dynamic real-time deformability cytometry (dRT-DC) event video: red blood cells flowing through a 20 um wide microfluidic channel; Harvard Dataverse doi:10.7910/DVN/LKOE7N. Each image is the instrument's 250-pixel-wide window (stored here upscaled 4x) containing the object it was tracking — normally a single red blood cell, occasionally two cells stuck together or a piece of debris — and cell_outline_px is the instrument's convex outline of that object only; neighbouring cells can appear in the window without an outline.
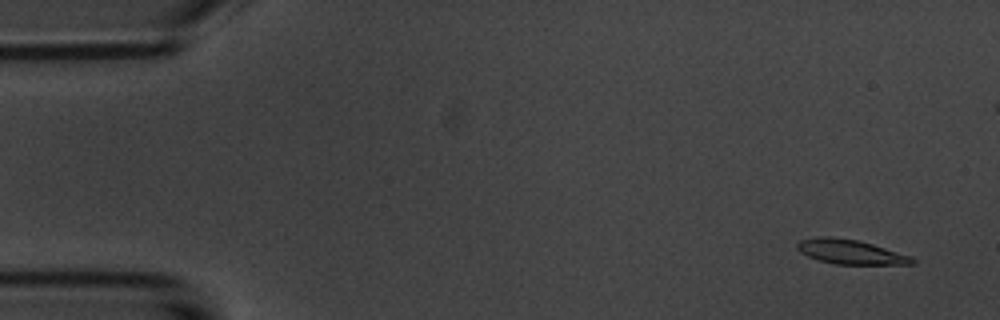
{"species": "common noctule bat (a hibernating species)", "species_latin": "Nyctalus noctula", "temperature_condition": "room temperature", "stored_images_in_passage": 5, "camera_frame_rate_fps": 3000, "um_per_image_px": 0.085, "animal": {"sex": "male", "body_mass_g": 20.1, "forearm_length_mm": 53.5}, "frame": {"image": 1, "passage_image": 1, "time_ms": 0.0, "image_size_px": [1000, 320], "cell_outline_px": [[916, 264], [836, 264], [820, 260], [808, 256], [800, 252], [796, 248], [796, 244], [800, 240], [820, 236], [828, 236], [856, 240], [872, 244], [912, 256], [916, 260]], "centroid_in_image_um": [72.3, 21.41], "position_along_channel_um": 12.7, "area_um2": 16.3}}